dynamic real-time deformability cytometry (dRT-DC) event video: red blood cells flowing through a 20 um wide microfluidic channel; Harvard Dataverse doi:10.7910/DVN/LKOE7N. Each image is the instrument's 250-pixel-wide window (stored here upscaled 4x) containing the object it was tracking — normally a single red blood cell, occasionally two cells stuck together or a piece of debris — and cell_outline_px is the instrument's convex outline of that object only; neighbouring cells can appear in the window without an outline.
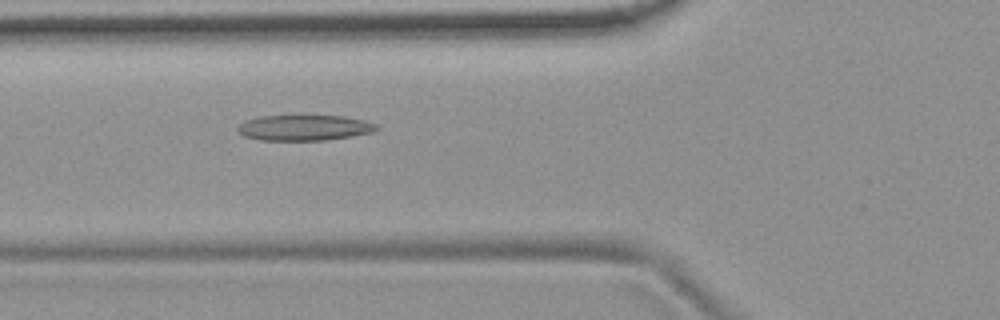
{"species": "common noctule bat (a hibernating species)", "species_latin": "Nyctalus noctula", "temperature_condition": "room temperature", "stored_images_in_passage": 43, "camera_frame_rate_fps": 3000, "um_per_image_px": 0.085, "animal": {"sex": "female", "body_mass_g": 19.9}, "frame": {"image": 1, "passage_image": 9, "time_ms": 2.667, "image_size_px": [1000, 320], "cell_outline_px": [[380, 128], [376, 132], [352, 136], [324, 140], [260, 140], [244, 136], [236, 128], [244, 120], [260, 116], [344, 116], [364, 120], [376, 124]], "centroid_in_image_um": [25.89, 10.86], "position_along_channel_um": 99.9, "area_um2": 20.75}}
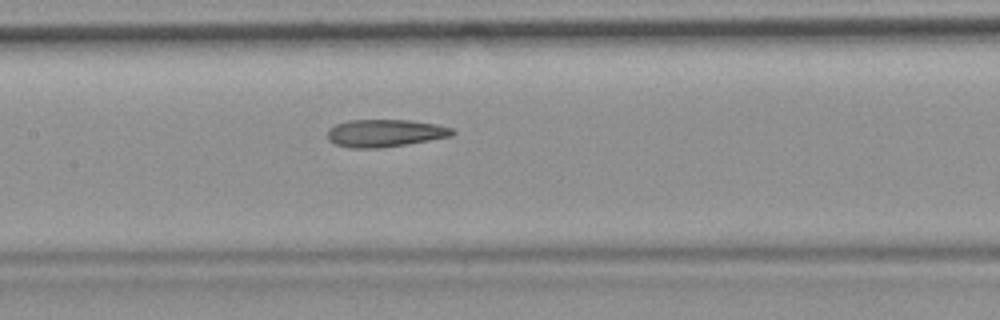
{"frame": {"image": 2, "passage_image": 15, "time_ms": 4.667, "image_size_px": [1000, 320], "cell_outline_px": [[456, 132], [452, 136], [380, 148], [352, 148], [336, 144], [328, 140], [328, 128], [336, 124], [348, 120], [408, 120], [436, 124], [452, 128]], "centroid_in_image_um": [32.71, 11.31], "position_along_channel_um": 174.7, "area_um2": 19.88}}
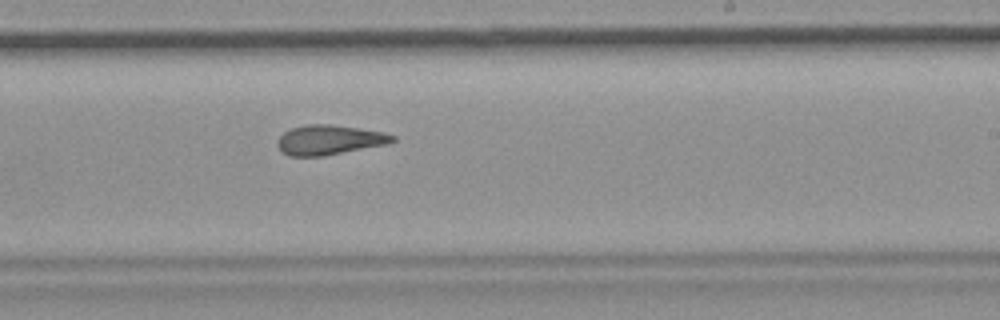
{"frame": {"image": 3, "passage_image": 22, "time_ms": 7.0, "image_size_px": [1000, 320], "cell_outline_px": [[396, 140], [388, 144], [324, 156], [288, 156], [280, 152], [276, 144], [276, 140], [284, 132], [292, 128], [308, 124], [332, 124], [384, 132], [396, 136]], "centroid_in_image_um": [27.97, 11.9], "position_along_channel_um": 261.0, "area_um2": 20.17}, "authors_computed_cell_mechanics": {"area_um2": 20.5768, "velocity_mm_per_s": 3.7187, "shape_relaxation_time_tau1_ms": null, "shape_relaxation_time_tau2_ms": 4.2361, "deformation_change_tau1": null, "deformation_change_tau2": 0.1584}}